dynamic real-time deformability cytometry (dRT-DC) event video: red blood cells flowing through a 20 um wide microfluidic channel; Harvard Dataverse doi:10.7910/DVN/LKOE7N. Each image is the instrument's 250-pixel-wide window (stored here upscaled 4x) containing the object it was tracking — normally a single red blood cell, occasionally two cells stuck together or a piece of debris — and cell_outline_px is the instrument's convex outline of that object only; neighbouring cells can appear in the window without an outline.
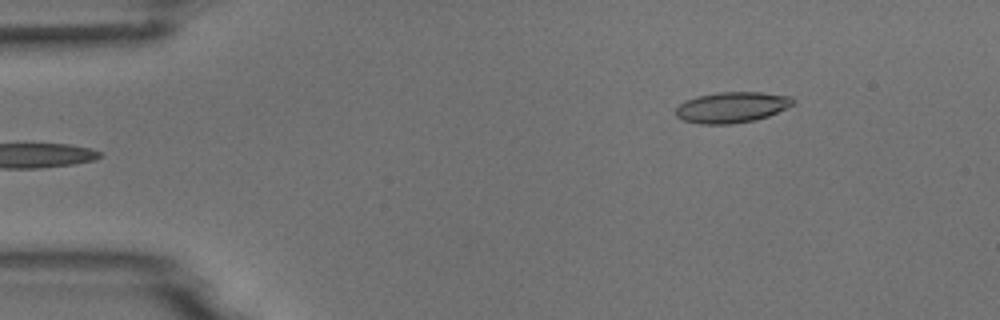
{"species": "common noctule bat (a hibernating species)", "species_latin": "Nyctalus noctula", "temperature_condition": "room temperature", "stored_images_in_passage": 5, "camera_frame_rate_fps": 3000, "um_per_image_px": 0.085, "animal": {"sex": "male", "body_mass_g": 18.8}, "frame": {"image": 1, "passage_image": 5, "time_ms": 5.667, "image_size_px": [1000, 320], "cell_outline_px": [[796, 100], [792, 104], [768, 116], [756, 120], [732, 124], [700, 124], [684, 120], [676, 116], [676, 108], [684, 100], [696, 96], [720, 92], [760, 92], [792, 96]], "centroid_in_image_um": [62.19, 9.12], "position_along_channel_um": 22.8, "area_um2": 21.04}}